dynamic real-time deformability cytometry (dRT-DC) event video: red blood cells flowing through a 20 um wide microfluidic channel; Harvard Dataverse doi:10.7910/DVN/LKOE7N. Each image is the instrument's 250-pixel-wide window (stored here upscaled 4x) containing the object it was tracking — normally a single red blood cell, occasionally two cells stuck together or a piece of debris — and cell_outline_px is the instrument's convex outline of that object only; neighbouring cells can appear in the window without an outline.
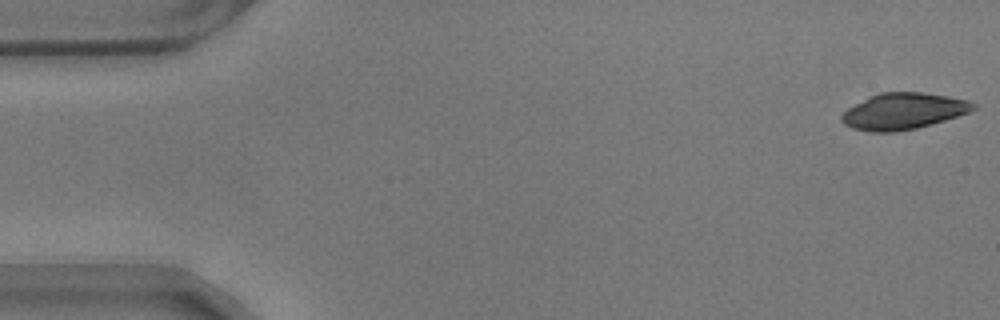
{"species": "common noctule bat (a hibernating species)", "species_latin": "Nyctalus noctula", "temperature_condition": "warm", "stored_images_in_passage": 6, "camera_frame_rate_fps": 3000, "um_per_image_px": 0.085, "animal": {"sex": "male", "body_mass_g": 17.9}, "frame": {"image": 1, "passage_image": 1, "time_ms": 0.0, "image_size_px": [1000, 320], "cell_outline_px": [[976, 108], [968, 112], [944, 120], [916, 128], [892, 132], [872, 132], [852, 128], [844, 124], [840, 120], [840, 116], [848, 108], [868, 96], [880, 92], [920, 92], [948, 96], [968, 100], [976, 104]], "centroid_in_image_um": [76.75, 9.44], "position_along_channel_um": 8.3, "area_um2": 27.74}}